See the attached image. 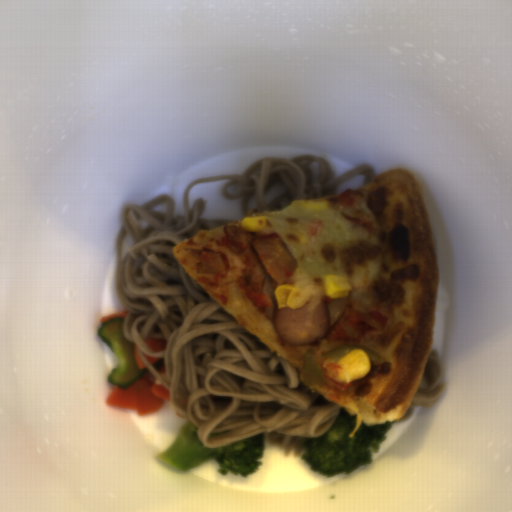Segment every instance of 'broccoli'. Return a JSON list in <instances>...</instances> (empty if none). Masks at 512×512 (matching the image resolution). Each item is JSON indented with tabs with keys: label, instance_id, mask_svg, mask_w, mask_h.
<instances>
[{
	"label": "broccoli",
	"instance_id": "1",
	"mask_svg": "<svg viewBox=\"0 0 512 512\" xmlns=\"http://www.w3.org/2000/svg\"><path fill=\"white\" fill-rule=\"evenodd\" d=\"M357 424V416H352L341 406L331 427L320 437L305 438L302 458L311 472L326 478L334 475H349L354 470L371 463L374 455L387 439L392 422L374 426H362L350 437Z\"/></svg>",
	"mask_w": 512,
	"mask_h": 512
},
{
	"label": "broccoli",
	"instance_id": "2",
	"mask_svg": "<svg viewBox=\"0 0 512 512\" xmlns=\"http://www.w3.org/2000/svg\"><path fill=\"white\" fill-rule=\"evenodd\" d=\"M264 439L265 434L260 432L234 443L208 449L199 440L198 428L189 420L181 426L170 448L155 458L184 472L214 460L220 476L231 473L242 478L260 468Z\"/></svg>",
	"mask_w": 512,
	"mask_h": 512
}]
</instances>
